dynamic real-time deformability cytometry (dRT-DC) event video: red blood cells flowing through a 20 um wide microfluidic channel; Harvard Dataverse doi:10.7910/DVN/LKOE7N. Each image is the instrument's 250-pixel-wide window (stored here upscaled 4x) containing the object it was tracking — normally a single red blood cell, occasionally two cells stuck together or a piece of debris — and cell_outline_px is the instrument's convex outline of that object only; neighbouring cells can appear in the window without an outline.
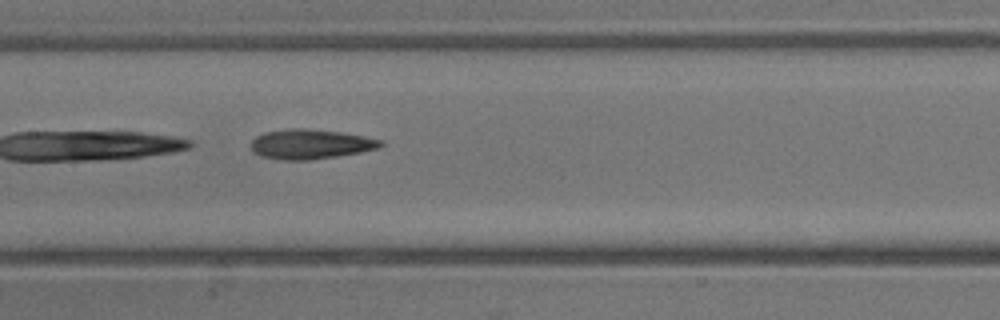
{"species": "common noctule bat (a hibernating species)", "species_latin": "Nyctalus noctula", "temperature_condition": "warm", "stored_images_in_passage": 15, "camera_frame_rate_fps": 3000, "um_per_image_px": 0.085, "animal": {"sex": "male", "body_mass_g": 13.3}, "frame": {"image": 1, "passage_image": 15, "time_ms": 4.667, "image_size_px": [1000, 320], "cell_outline_px": [[384, 144], [380, 148], [360, 152], [336, 156], [308, 160], [280, 160], [260, 156], [252, 152], [252, 140], [256, 136], [264, 132], [288, 128], [308, 128], [340, 132], [364, 136], [384, 140]], "centroid_in_image_um": [26.39, 12.24], "position_along_channel_um": 181.0, "area_um2": 22.66}}